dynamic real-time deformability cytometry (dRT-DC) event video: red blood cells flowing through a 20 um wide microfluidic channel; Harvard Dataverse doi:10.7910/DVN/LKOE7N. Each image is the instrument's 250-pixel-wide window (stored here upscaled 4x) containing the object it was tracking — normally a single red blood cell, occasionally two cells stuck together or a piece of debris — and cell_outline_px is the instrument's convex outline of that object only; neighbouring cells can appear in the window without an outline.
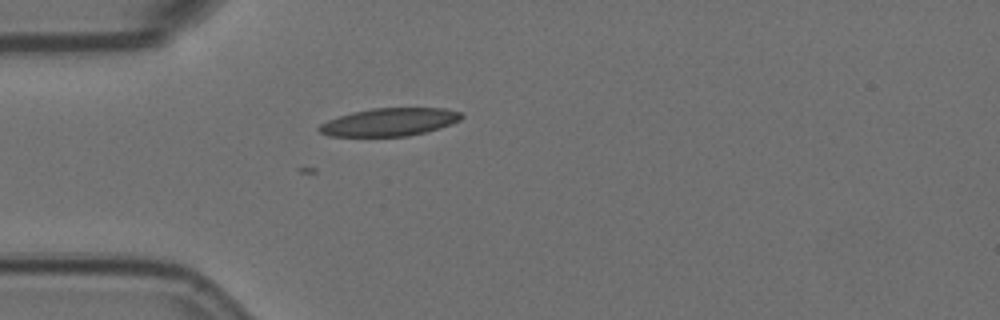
{"species": "Egyptian fruit bat (a non-hibernating species)", "species_latin": "Rousettus aegyptiacus", "temperature_condition": "room temperature", "stored_images_in_passage": 42, "camera_frame_rate_fps": 3000, "um_per_image_px": 0.085, "animal": {"sex": "female"}, "frame": {"image": 1, "passage_image": 1, "time_ms": 0.0, "image_size_px": [1000, 320], "cell_outline_px": [[464, 116], [460, 120], [452, 124], [440, 128], [408, 136], [328, 136], [320, 132], [316, 128], [320, 124], [328, 120], [340, 116], [372, 108], [444, 108], [460, 112]], "centroid_in_image_um": [33.12, 10.38], "position_along_channel_um": 51.9, "area_um2": 23.0}}
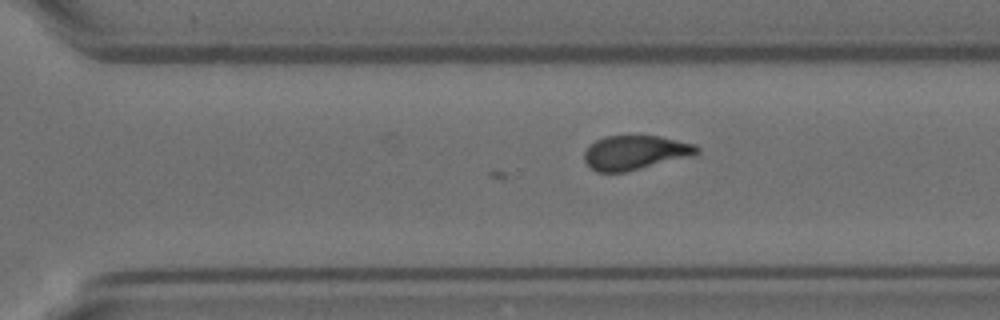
{"frame": {"image": 2, "passage_image": 24, "time_ms": 7.667, "image_size_px": [1000, 320], "cell_outline_px": [[700, 152], [692, 156], [624, 172], [596, 172], [584, 160], [584, 152], [588, 144], [604, 136], [660, 136], [696, 144], [700, 148]], "centroid_in_image_um": [53.99, 12.96], "position_along_channel_um": 316.6, "area_um2": 22.54}}
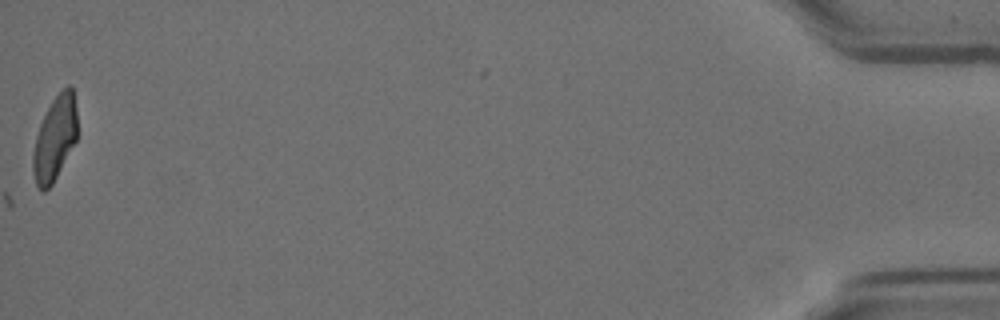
{"frame": {"image": 3, "passage_image": 42, "time_ms": 13.667, "image_size_px": [1000, 320], "cell_outline_px": [[76, 140], [52, 184], [44, 192], [36, 184], [32, 168], [32, 156], [36, 136], [40, 124], [52, 100], [68, 84], [72, 84], [76, 112]], "centroid_in_image_um": [4.65, 11.76], "position_along_channel_um": 430.6, "area_um2": 21.33}}